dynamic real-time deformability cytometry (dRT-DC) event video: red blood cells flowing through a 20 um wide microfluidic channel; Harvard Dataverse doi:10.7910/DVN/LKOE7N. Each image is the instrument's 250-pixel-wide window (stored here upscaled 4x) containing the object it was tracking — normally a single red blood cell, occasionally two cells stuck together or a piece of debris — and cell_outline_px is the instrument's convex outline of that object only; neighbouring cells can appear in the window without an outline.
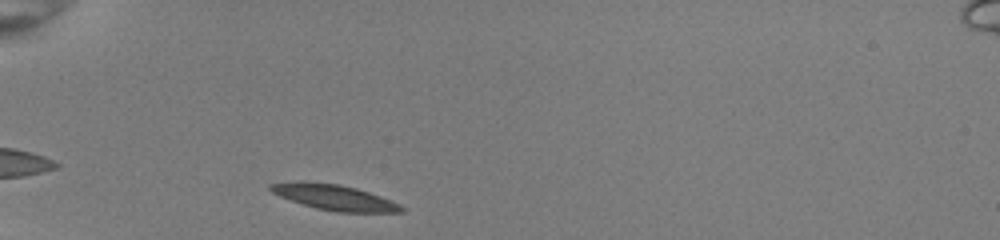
{"species": "common noctule bat (a hibernating species)", "species_latin": "Nyctalus noctula", "temperature_condition": "room temperature", "stored_images_in_passage": 37, "camera_frame_rate_fps": 3000, "um_per_image_px": 0.085, "animal": {"sex": "female", "body_mass_g": 22.0, "forearm_length_mm": 56.7}, "frame": {"image": 1, "passage_image": 1, "time_ms": 0.0, "image_size_px": [1000, 240], "cell_outline_px": [[404, 212], [340, 212], [316, 208], [280, 196], [272, 192], [268, 188], [268, 184], [336, 184], [356, 188], [380, 196], [400, 204], [404, 208]], "centroid_in_image_um": [28.55, 16.83], "position_along_channel_um": 56.5, "area_um2": 18.26}}
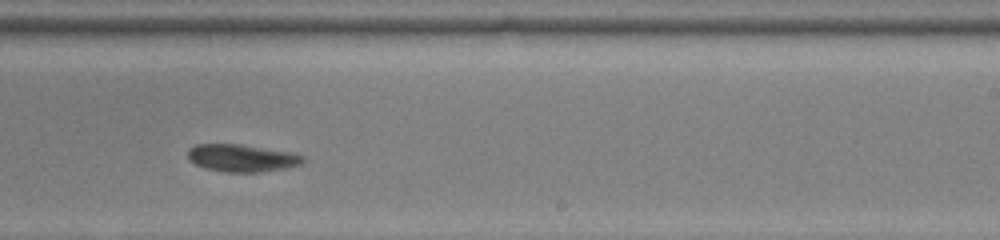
{"frame": {"image": 2, "passage_image": 19, "time_ms": 6.0, "image_size_px": [1000, 240], "cell_outline_px": [[304, 160], [300, 164], [284, 168], [256, 172], [224, 172], [204, 168], [196, 164], [188, 156], [188, 148], [196, 144], [240, 144], [288, 152], [304, 156]], "centroid_in_image_um": [20.51, 13.43], "position_along_channel_um": 268.5, "area_um2": 18.09}}
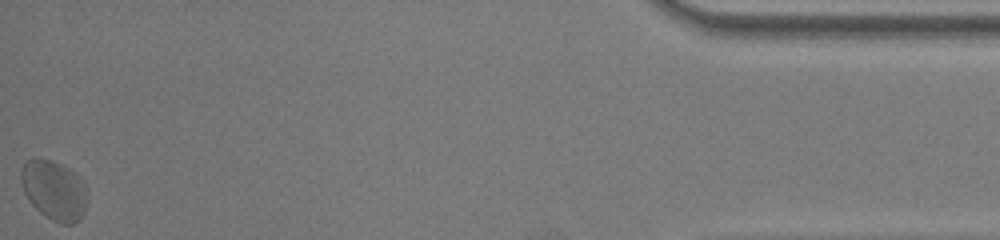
{"frame": {"image": 3, "passage_image": 37, "time_ms": 12.0, "image_size_px": [1000, 240], "cell_outline_px": [[88, 196], [84, 212], [72, 224], [60, 224], [52, 220], [40, 212], [32, 204], [24, 192], [20, 180], [20, 172], [24, 164], [28, 160], [52, 160], [68, 168], [80, 176], [84, 180], [88, 188]], "centroid_in_image_um": [4.64, 16.17], "position_along_channel_um": 430.6, "area_um2": 23.0}, "authors_computed_cell_mechanics": {"area_um2": 18.785, "velocity_mm_per_s": 3.8742, "shape_relaxation_time_tau1_ms": null, "shape_relaxation_time_tau2_ms": 3.6135, "deformation_change_tau1": null, "deformation_change_tau2": 0.0406}}